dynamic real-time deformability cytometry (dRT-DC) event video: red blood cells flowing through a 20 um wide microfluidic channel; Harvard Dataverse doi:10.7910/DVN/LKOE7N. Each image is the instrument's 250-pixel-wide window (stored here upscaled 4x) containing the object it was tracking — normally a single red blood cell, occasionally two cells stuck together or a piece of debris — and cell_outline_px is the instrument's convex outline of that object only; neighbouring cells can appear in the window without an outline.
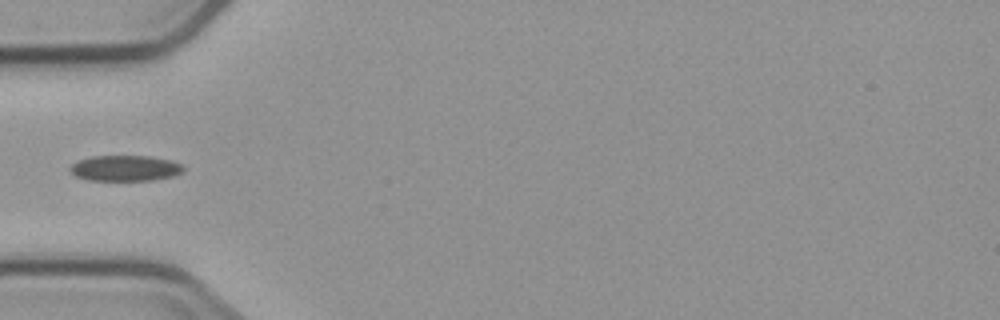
{"species": "common noctule bat (a hibernating species)", "species_latin": "Nyctalus noctula", "temperature_condition": "cold", "stored_images_in_passage": 6, "camera_frame_rate_fps": 3000, "um_per_image_px": 0.085, "animal": {"sex": "male", "body_mass_g": 23.1, "forearm_length_mm": 52.7}, "frame": {"image": 1, "passage_image": 5, "time_ms": 5.333, "image_size_px": [1000, 320], "cell_outline_px": [[184, 172], [176, 176], [152, 180], [88, 180], [76, 176], [68, 168], [76, 160], [92, 156], [148, 156], [172, 160], [184, 164]], "centroid_in_image_um": [10.68, 14.29], "position_along_channel_um": 74.3, "area_um2": 17.22}}
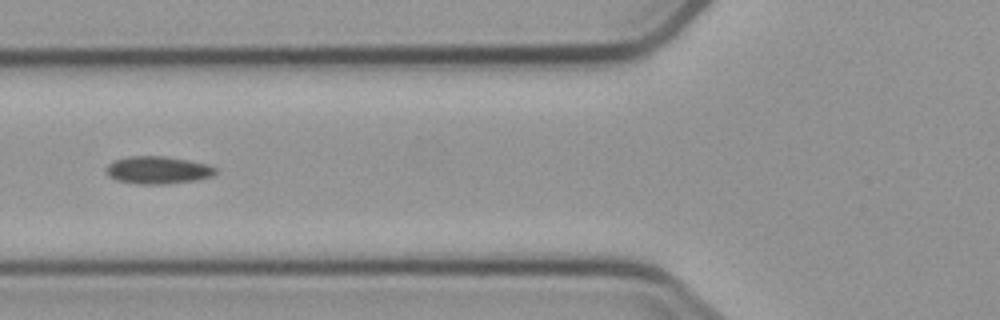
{"frame": {"image": 2, "passage_image": 6, "time_ms": 6.333, "image_size_px": [1000, 320], "cell_outline_px": [[216, 172], [212, 176], [196, 180], [164, 184], [136, 184], [116, 180], [108, 176], [104, 168], [108, 164], [116, 160], [132, 156], [160, 156], [188, 160], [208, 164], [216, 168]], "centroid_in_image_um": [13.39, 14.46], "position_along_channel_um": 112.4, "area_um2": 17.51}}